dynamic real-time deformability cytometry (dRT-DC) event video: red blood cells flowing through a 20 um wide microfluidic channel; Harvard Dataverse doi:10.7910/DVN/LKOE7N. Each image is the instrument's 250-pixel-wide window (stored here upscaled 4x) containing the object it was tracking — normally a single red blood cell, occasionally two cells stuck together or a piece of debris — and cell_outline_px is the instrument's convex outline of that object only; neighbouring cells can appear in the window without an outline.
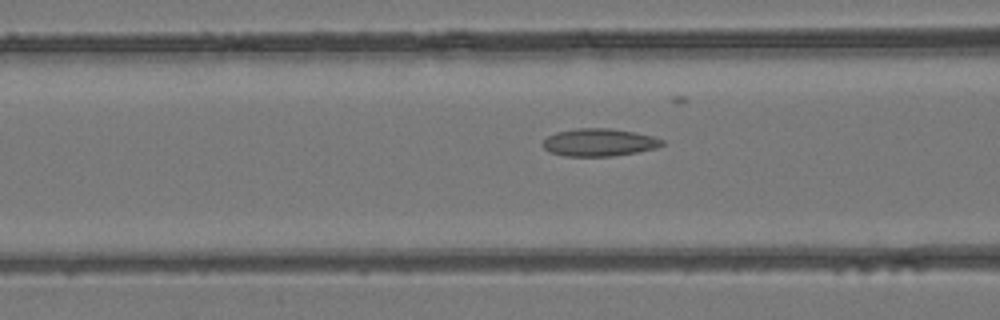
{"species": "common noctule bat (a hibernating species)", "species_latin": "Nyctalus noctula", "temperature_condition": "room temperature", "stored_images_in_passage": 37, "camera_frame_rate_fps": 3000, "um_per_image_px": 0.085, "animal": {"sex": "female", "body_mass_g": 24.6, "forearm_length_mm": 56.2}, "frame": {"image": 1, "passage_image": 17, "time_ms": 5.333, "image_size_px": [1000, 320], "cell_outline_px": [[664, 144], [656, 148], [636, 152], [612, 156], [564, 156], [548, 152], [544, 148], [544, 140], [548, 136], [556, 132], [576, 128], [612, 128], [652, 136], [664, 140]], "centroid_in_image_um": [50.91, 12.1], "position_along_channel_um": 115.7, "area_um2": 19.13}}
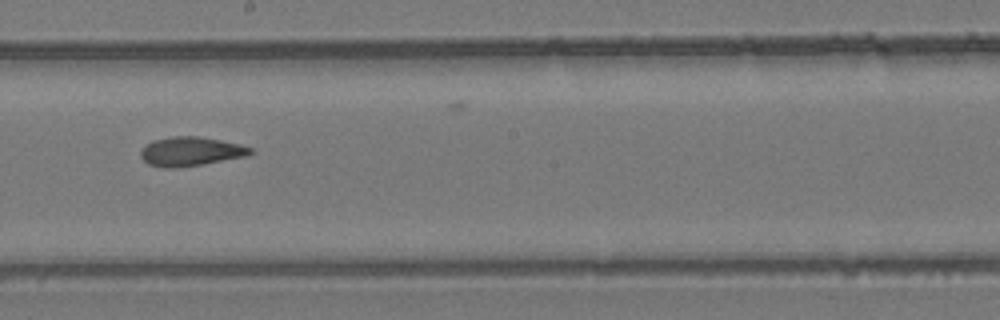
{"frame": {"image": 2, "passage_image": 25, "time_ms": 8.0, "image_size_px": [1000, 320], "cell_outline_px": [[252, 152], [244, 156], [200, 164], [176, 168], [164, 168], [148, 164], [140, 156], [140, 152], [152, 140], [172, 136], [196, 136], [220, 140], [252, 148]], "centroid_in_image_um": [16.14, 12.87], "position_along_channel_um": 232.1, "area_um2": 18.15}}
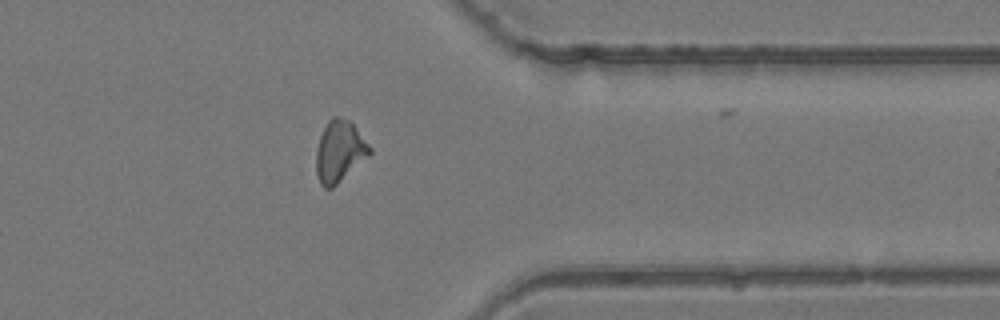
{"frame": {"image": 3, "passage_image": 36, "time_ms": 11.667, "image_size_px": [1000, 320], "cell_outline_px": [[372, 152], [368, 156], [332, 188], [324, 188], [320, 184], [316, 172], [316, 148], [320, 136], [328, 120], [332, 116], [340, 116], [348, 120], [356, 128], [372, 148]], "centroid_in_image_um": [28.84, 12.85], "position_along_channel_um": 382.6, "area_um2": 19.02}}